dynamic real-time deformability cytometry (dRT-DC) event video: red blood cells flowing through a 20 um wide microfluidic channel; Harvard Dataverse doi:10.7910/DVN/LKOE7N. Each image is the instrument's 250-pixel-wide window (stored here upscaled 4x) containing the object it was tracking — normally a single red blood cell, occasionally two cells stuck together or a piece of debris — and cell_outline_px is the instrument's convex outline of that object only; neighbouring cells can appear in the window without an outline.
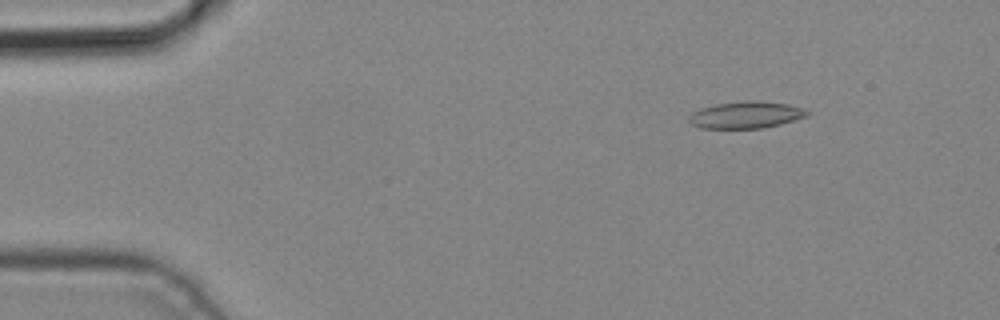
{"species": "common noctule bat (a hibernating species)", "species_latin": "Nyctalus noctula", "temperature_condition": "cold", "stored_images_in_passage": 4, "camera_frame_rate_fps": 3000, "um_per_image_px": 0.085, "animal": {"sex": "male", "body_mass_g": 19.2, "forearm_length_mm": 51.8}, "frame": {"image": 1, "passage_image": 2, "time_ms": 0.333, "image_size_px": [1000, 320], "cell_outline_px": [[808, 116], [780, 124], [764, 128], [700, 128], [692, 124], [688, 120], [688, 116], [692, 112], [700, 108], [716, 104], [744, 100], [756, 100], [788, 104], [804, 108], [808, 112]], "centroid_in_image_um": [63.39, 9.76], "position_along_channel_um": 21.6, "area_um2": 18.61}}
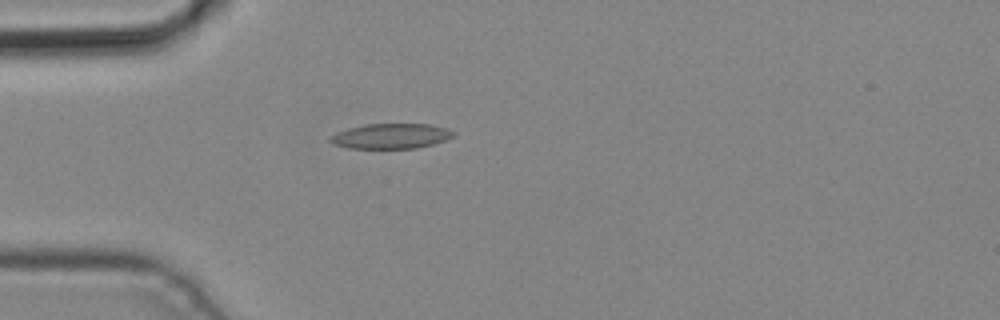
{"frame": {"image": 2, "passage_image": 4, "time_ms": 1.0, "image_size_px": [1000, 320], "cell_outline_px": [[456, 132], [452, 136], [444, 140], [432, 144], [416, 148], [348, 148], [332, 144], [328, 140], [328, 136], [348, 128], [364, 124], [428, 124], [448, 128]], "centroid_in_image_um": [33.19, 11.56], "position_along_channel_um": 51.8, "area_um2": 18.03}}